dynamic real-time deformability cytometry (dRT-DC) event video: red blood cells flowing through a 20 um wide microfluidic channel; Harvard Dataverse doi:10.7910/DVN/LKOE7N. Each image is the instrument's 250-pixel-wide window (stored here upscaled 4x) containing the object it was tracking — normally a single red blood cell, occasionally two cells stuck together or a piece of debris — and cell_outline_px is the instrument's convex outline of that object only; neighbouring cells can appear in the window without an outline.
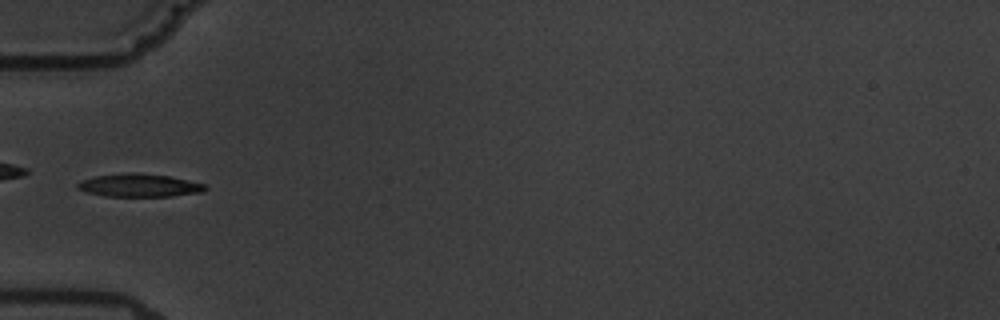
{"species": "common noctule bat (a hibernating species)", "species_latin": "Nyctalus noctula", "temperature_condition": "warm", "stored_images_in_passage": 5, "camera_frame_rate_fps": 3000, "um_per_image_px": 0.085, "animal": {"sex": "male", "body_mass_g": 19.5, "forearm_length_mm": 54.6}, "frame": {"image": 1, "passage_image": 5, "time_ms": 6.333, "image_size_px": [1000, 320], "cell_outline_px": [[208, 188], [204, 192], [172, 196], [104, 196], [88, 192], [76, 188], [76, 184], [80, 180], [96, 176], [132, 172], [136, 172], [168, 176], [204, 184]], "centroid_in_image_um": [11.83, 15.75], "position_along_channel_um": 73.2, "area_um2": 17.05}}